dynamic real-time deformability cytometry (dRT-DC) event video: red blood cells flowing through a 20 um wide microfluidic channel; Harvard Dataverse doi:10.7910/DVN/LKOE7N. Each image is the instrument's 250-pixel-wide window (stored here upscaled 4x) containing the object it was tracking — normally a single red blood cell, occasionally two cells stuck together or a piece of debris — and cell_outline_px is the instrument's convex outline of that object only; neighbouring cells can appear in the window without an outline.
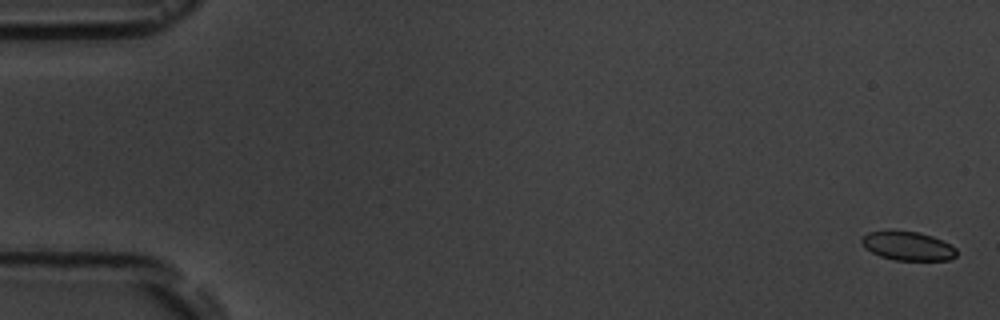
{"species": "common noctule bat (a hibernating species)", "species_latin": "Nyctalus noctula", "temperature_condition": "room temperature", "stored_images_in_passage": 6, "camera_frame_rate_fps": 3000, "um_per_image_px": 0.085, "animal": {"sex": "male", "body_mass_g": 19.5, "forearm_length_mm": 54.6}, "frame": {"image": 1, "passage_image": 1, "time_ms": 0.0, "image_size_px": [1000, 320], "cell_outline_px": [[956, 256], [948, 260], [896, 260], [880, 256], [864, 248], [860, 240], [868, 232], [920, 232], [932, 236], [956, 248]], "centroid_in_image_um": [77.16, 20.93], "position_along_channel_um": 7.8, "area_um2": 15.55}}